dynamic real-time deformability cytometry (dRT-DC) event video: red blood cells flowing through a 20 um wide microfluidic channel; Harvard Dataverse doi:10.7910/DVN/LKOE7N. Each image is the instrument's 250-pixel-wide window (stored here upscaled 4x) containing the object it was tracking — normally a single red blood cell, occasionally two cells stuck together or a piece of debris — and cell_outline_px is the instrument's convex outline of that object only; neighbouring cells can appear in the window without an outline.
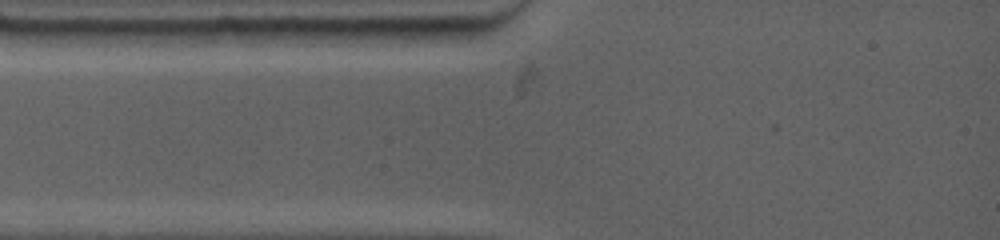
{"species": "common noctule bat (a hibernating species)", "species_latin": "Nyctalus noctula", "temperature_condition": "warm", "stored_images_in_passage": 2, "camera_frame_rate_fps": 4500, "um_per_image_px": 0.085, "animal": {"sex": "female", "body_mass_g": 19.0, "forearm_length_mm": 53.3}, "frame": {"image": 1, "passage_image": 1, "time_ms": 0.0, "image_size_px": [1000, 240], "cell_outline_px": [[472, 28], [468, 36], [460, 44], [320, 44], [312, 32], [312, 28]], "centroid_in_image_um": [33.24, 3.04], "position_along_channel_um": 51.8, "area_um2": 17.57}}